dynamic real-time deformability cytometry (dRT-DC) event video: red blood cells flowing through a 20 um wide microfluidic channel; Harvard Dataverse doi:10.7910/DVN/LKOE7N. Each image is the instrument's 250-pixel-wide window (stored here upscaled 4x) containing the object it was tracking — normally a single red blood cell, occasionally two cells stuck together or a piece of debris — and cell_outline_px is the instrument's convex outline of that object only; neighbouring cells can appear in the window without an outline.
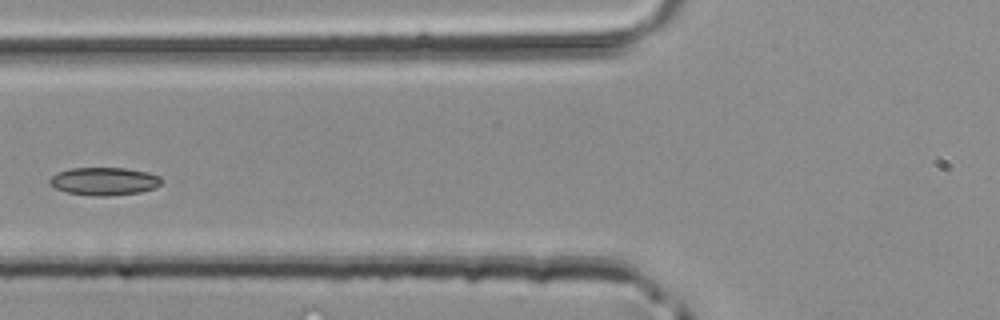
{"species": "common noctule bat (a hibernating species)", "species_latin": "Nyctalus noctula", "temperature_condition": "room temperature", "stored_images_in_passage": 3, "camera_frame_rate_fps": 3000, "um_per_image_px": 0.085, "animal": {"sex": "male", "body_mass_g": 20.4}, "frame": {"image": 1, "passage_image": 3, "time_ms": 0.667, "image_size_px": [1000, 320], "cell_outline_px": [[164, 180], [160, 184], [152, 188], [140, 192], [108, 196], [96, 196], [68, 192], [56, 188], [48, 184], [48, 180], [56, 172], [72, 168], [124, 168], [148, 172], [160, 176]], "centroid_in_image_um": [8.85, 15.4], "position_along_channel_um": 117.0, "area_um2": 18.15}}